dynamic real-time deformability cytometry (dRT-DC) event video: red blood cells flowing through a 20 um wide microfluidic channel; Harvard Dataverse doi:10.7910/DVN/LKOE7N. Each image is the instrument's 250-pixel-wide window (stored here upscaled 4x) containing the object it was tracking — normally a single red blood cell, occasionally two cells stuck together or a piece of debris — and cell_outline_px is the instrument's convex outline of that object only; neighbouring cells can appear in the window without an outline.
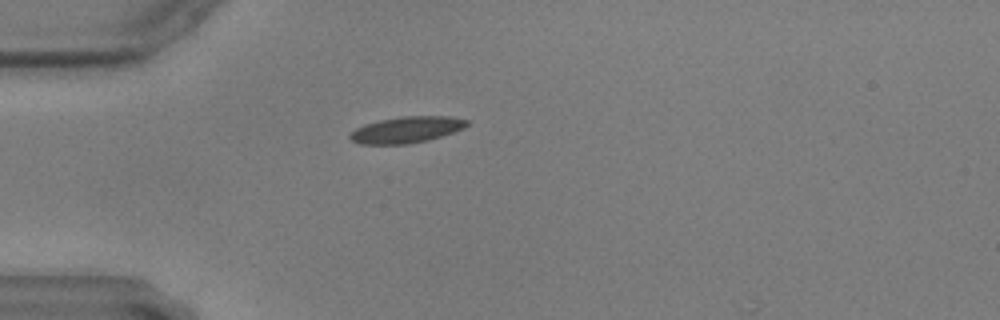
{"species": "common noctule bat (a hibernating species)", "species_latin": "Nyctalus noctula", "temperature_condition": "warm", "stored_images_in_passage": 17, "camera_frame_rate_fps": 3000, "um_per_image_px": 0.085, "animal": {"sex": "male", "body_mass_g": 17.9, "forearm_length_mm": 54.2}, "frame": {"image": 1, "passage_image": 5, "time_ms": 1.333, "image_size_px": [1000, 320], "cell_outline_px": [[468, 124], [464, 128], [428, 140], [408, 144], [360, 144], [352, 140], [348, 136], [356, 128], [364, 124], [380, 120], [400, 116], [448, 116], [468, 120]], "centroid_in_image_um": [34.54, 11.02], "position_along_channel_um": 50.5, "area_um2": 17.8}}
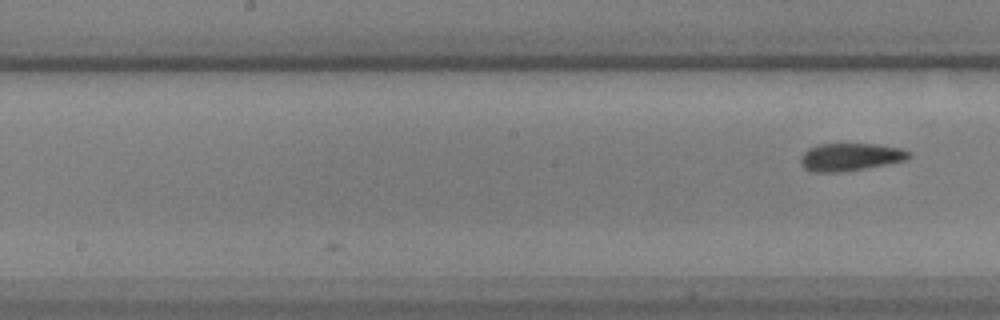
{"frame": {"image": 2, "passage_image": 17, "time_ms": 5.333, "image_size_px": [1000, 320], "cell_outline_px": [[912, 156], [908, 160], [864, 168], [840, 172], [812, 172], [804, 168], [800, 164], [800, 156], [808, 148], [820, 144], [876, 144], [900, 148], [908, 152]], "centroid_in_image_um": [72.25, 13.34], "position_along_channel_um": 176.0, "area_um2": 17.46}}